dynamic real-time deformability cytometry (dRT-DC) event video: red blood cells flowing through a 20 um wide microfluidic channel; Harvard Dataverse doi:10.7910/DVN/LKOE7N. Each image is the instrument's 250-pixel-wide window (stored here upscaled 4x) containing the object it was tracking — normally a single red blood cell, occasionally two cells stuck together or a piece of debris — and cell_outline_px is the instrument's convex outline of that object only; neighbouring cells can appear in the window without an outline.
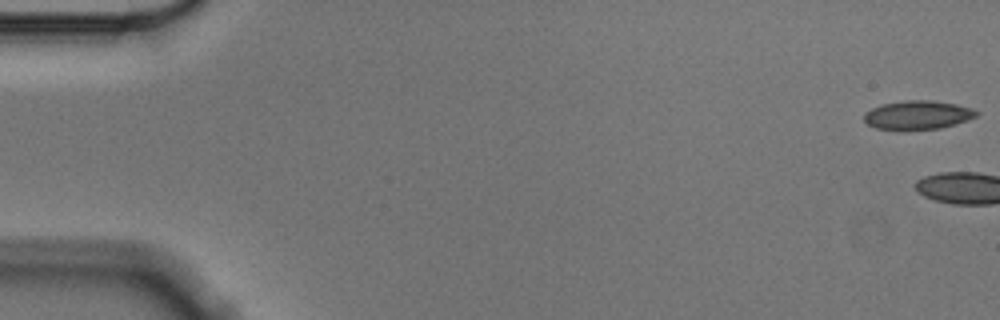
{"species": "Egyptian fruit bat (a non-hibernating species)", "species_latin": "Rousettus aegyptiacus", "temperature_condition": "cold", "stored_images_in_passage": 4, "camera_frame_rate_fps": 3000, "um_per_image_px": 0.085, "animal": {"sex": "male"}, "frame": {"image": 1, "passage_image": 1, "time_ms": 0.0, "image_size_px": [1000, 320], "cell_outline_px": [[980, 112], [976, 116], [968, 120], [956, 124], [940, 128], [876, 128], [868, 124], [864, 120], [864, 112], [880, 104], [908, 100], [932, 100], [956, 104], [972, 108]], "centroid_in_image_um": [78.03, 9.74], "position_along_channel_um": 7.0, "area_um2": 18.5}}